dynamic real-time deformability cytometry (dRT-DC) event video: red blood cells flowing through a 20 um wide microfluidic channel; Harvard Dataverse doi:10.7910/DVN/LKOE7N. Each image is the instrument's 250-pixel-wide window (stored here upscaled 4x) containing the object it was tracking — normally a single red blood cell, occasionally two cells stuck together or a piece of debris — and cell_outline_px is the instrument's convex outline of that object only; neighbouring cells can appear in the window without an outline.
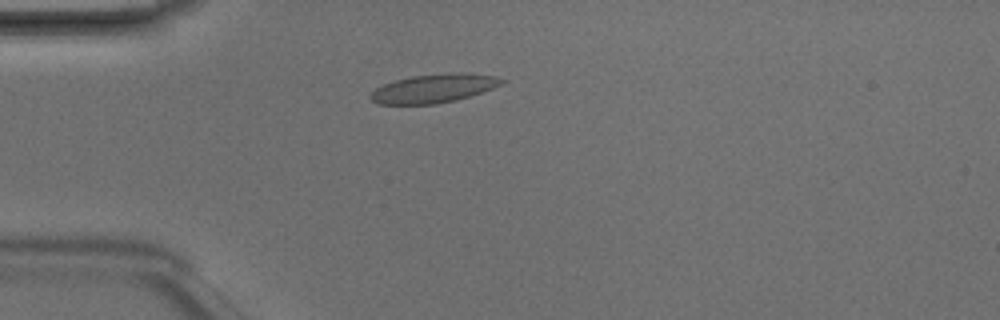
{"species": "Egyptian fruit bat (a non-hibernating species)", "species_latin": "Rousettus aegyptiacus", "temperature_condition": "room temperature", "stored_images_in_passage": 4, "camera_frame_rate_fps": 3000, "um_per_image_px": 0.085, "animal": {"sex": "male"}, "frame": {"image": 1, "passage_image": 2, "time_ms": 0.333, "image_size_px": [1000, 320], "cell_outline_px": [[508, 80], [492, 88], [456, 100], [436, 104], [376, 104], [368, 96], [376, 88], [384, 84], [396, 80], [412, 76], [452, 72], [464, 72], [496, 76]], "centroid_in_image_um": [36.87, 7.51], "position_along_channel_um": 48.1, "area_um2": 21.85}}